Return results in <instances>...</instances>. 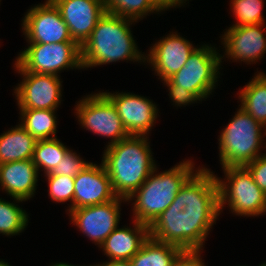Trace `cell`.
<instances>
[{"mask_svg":"<svg viewBox=\"0 0 266 266\" xmlns=\"http://www.w3.org/2000/svg\"><path fill=\"white\" fill-rule=\"evenodd\" d=\"M169 91V98H171V101H173V104L175 106H186L191 103H197V101L202 100L195 94L190 91L184 90L182 88H168Z\"/></svg>","mask_w":266,"mask_h":266,"instance_id":"31","label":"cell"},{"mask_svg":"<svg viewBox=\"0 0 266 266\" xmlns=\"http://www.w3.org/2000/svg\"><path fill=\"white\" fill-rule=\"evenodd\" d=\"M79 124L98 136L111 138L107 146L129 136L113 103L102 93H91L75 105Z\"/></svg>","mask_w":266,"mask_h":266,"instance_id":"9","label":"cell"},{"mask_svg":"<svg viewBox=\"0 0 266 266\" xmlns=\"http://www.w3.org/2000/svg\"><path fill=\"white\" fill-rule=\"evenodd\" d=\"M156 3L160 6V8L163 11H166L167 9L169 10L170 8H176V7H181L183 6L186 1L189 0H155Z\"/></svg>","mask_w":266,"mask_h":266,"instance_id":"33","label":"cell"},{"mask_svg":"<svg viewBox=\"0 0 266 266\" xmlns=\"http://www.w3.org/2000/svg\"><path fill=\"white\" fill-rule=\"evenodd\" d=\"M133 222L134 229L118 226L100 245L108 260H130L150 237L149 225Z\"/></svg>","mask_w":266,"mask_h":266,"instance_id":"19","label":"cell"},{"mask_svg":"<svg viewBox=\"0 0 266 266\" xmlns=\"http://www.w3.org/2000/svg\"><path fill=\"white\" fill-rule=\"evenodd\" d=\"M48 182L49 197L57 203L70 201L69 209H74V178L69 176H57L50 173L45 174Z\"/></svg>","mask_w":266,"mask_h":266,"instance_id":"28","label":"cell"},{"mask_svg":"<svg viewBox=\"0 0 266 266\" xmlns=\"http://www.w3.org/2000/svg\"><path fill=\"white\" fill-rule=\"evenodd\" d=\"M21 21L23 35L29 44L75 42L59 10L50 0L31 7Z\"/></svg>","mask_w":266,"mask_h":266,"instance_id":"11","label":"cell"},{"mask_svg":"<svg viewBox=\"0 0 266 266\" xmlns=\"http://www.w3.org/2000/svg\"><path fill=\"white\" fill-rule=\"evenodd\" d=\"M222 170L225 179L221 180L215 175L220 213L227 204L231 212L238 216L265 215L266 194L255 183L249 171L244 166L226 167Z\"/></svg>","mask_w":266,"mask_h":266,"instance_id":"6","label":"cell"},{"mask_svg":"<svg viewBox=\"0 0 266 266\" xmlns=\"http://www.w3.org/2000/svg\"><path fill=\"white\" fill-rule=\"evenodd\" d=\"M264 23L229 27L222 35L225 58L248 64L257 63L266 53Z\"/></svg>","mask_w":266,"mask_h":266,"instance_id":"15","label":"cell"},{"mask_svg":"<svg viewBox=\"0 0 266 266\" xmlns=\"http://www.w3.org/2000/svg\"><path fill=\"white\" fill-rule=\"evenodd\" d=\"M37 140L20 124L0 135V164L32 159Z\"/></svg>","mask_w":266,"mask_h":266,"instance_id":"20","label":"cell"},{"mask_svg":"<svg viewBox=\"0 0 266 266\" xmlns=\"http://www.w3.org/2000/svg\"><path fill=\"white\" fill-rule=\"evenodd\" d=\"M171 33L152 44L149 54H145V63L153 67L161 81L168 80L184 67L189 56L197 48L177 32Z\"/></svg>","mask_w":266,"mask_h":266,"instance_id":"14","label":"cell"},{"mask_svg":"<svg viewBox=\"0 0 266 266\" xmlns=\"http://www.w3.org/2000/svg\"><path fill=\"white\" fill-rule=\"evenodd\" d=\"M263 0H231V8L236 23L230 27L265 23L262 13Z\"/></svg>","mask_w":266,"mask_h":266,"instance_id":"27","label":"cell"},{"mask_svg":"<svg viewBox=\"0 0 266 266\" xmlns=\"http://www.w3.org/2000/svg\"><path fill=\"white\" fill-rule=\"evenodd\" d=\"M0 266H11L8 264V262H5L4 260H0Z\"/></svg>","mask_w":266,"mask_h":266,"instance_id":"36","label":"cell"},{"mask_svg":"<svg viewBox=\"0 0 266 266\" xmlns=\"http://www.w3.org/2000/svg\"><path fill=\"white\" fill-rule=\"evenodd\" d=\"M67 24L70 35L80 47L105 14L103 0H50Z\"/></svg>","mask_w":266,"mask_h":266,"instance_id":"16","label":"cell"},{"mask_svg":"<svg viewBox=\"0 0 266 266\" xmlns=\"http://www.w3.org/2000/svg\"><path fill=\"white\" fill-rule=\"evenodd\" d=\"M259 266H266V262L262 263V264H261V265H259Z\"/></svg>","mask_w":266,"mask_h":266,"instance_id":"37","label":"cell"},{"mask_svg":"<svg viewBox=\"0 0 266 266\" xmlns=\"http://www.w3.org/2000/svg\"><path fill=\"white\" fill-rule=\"evenodd\" d=\"M50 266H77V265H71V264H69V263H63V262H60V263H55V264H52V265H50ZM80 266V265H79ZM83 266V265H82ZM89 266H91V265H89Z\"/></svg>","mask_w":266,"mask_h":266,"instance_id":"35","label":"cell"},{"mask_svg":"<svg viewBox=\"0 0 266 266\" xmlns=\"http://www.w3.org/2000/svg\"><path fill=\"white\" fill-rule=\"evenodd\" d=\"M74 186V209L103 204L117 197L102 162L88 165L74 178Z\"/></svg>","mask_w":266,"mask_h":266,"instance_id":"17","label":"cell"},{"mask_svg":"<svg viewBox=\"0 0 266 266\" xmlns=\"http://www.w3.org/2000/svg\"><path fill=\"white\" fill-rule=\"evenodd\" d=\"M39 171L32 159L0 164V187L16 203L35 195Z\"/></svg>","mask_w":266,"mask_h":266,"instance_id":"18","label":"cell"},{"mask_svg":"<svg viewBox=\"0 0 266 266\" xmlns=\"http://www.w3.org/2000/svg\"><path fill=\"white\" fill-rule=\"evenodd\" d=\"M106 12L129 18L134 21H141L151 13L162 12L163 10L155 0H103Z\"/></svg>","mask_w":266,"mask_h":266,"instance_id":"25","label":"cell"},{"mask_svg":"<svg viewBox=\"0 0 266 266\" xmlns=\"http://www.w3.org/2000/svg\"><path fill=\"white\" fill-rule=\"evenodd\" d=\"M238 95L240 107L266 129V74H255Z\"/></svg>","mask_w":266,"mask_h":266,"instance_id":"21","label":"cell"},{"mask_svg":"<svg viewBox=\"0 0 266 266\" xmlns=\"http://www.w3.org/2000/svg\"><path fill=\"white\" fill-rule=\"evenodd\" d=\"M13 66L23 78L14 88L18 108L57 110L62 101L60 76L26 72L16 62Z\"/></svg>","mask_w":266,"mask_h":266,"instance_id":"10","label":"cell"},{"mask_svg":"<svg viewBox=\"0 0 266 266\" xmlns=\"http://www.w3.org/2000/svg\"><path fill=\"white\" fill-rule=\"evenodd\" d=\"M92 162H86L73 150H69L64 158L59 162L55 168L50 172L51 175L69 176L75 178L81 171H83Z\"/></svg>","mask_w":266,"mask_h":266,"instance_id":"29","label":"cell"},{"mask_svg":"<svg viewBox=\"0 0 266 266\" xmlns=\"http://www.w3.org/2000/svg\"><path fill=\"white\" fill-rule=\"evenodd\" d=\"M114 105L129 135L149 136L158 114L155 103L133 93L102 92Z\"/></svg>","mask_w":266,"mask_h":266,"instance_id":"13","label":"cell"},{"mask_svg":"<svg viewBox=\"0 0 266 266\" xmlns=\"http://www.w3.org/2000/svg\"><path fill=\"white\" fill-rule=\"evenodd\" d=\"M28 213L15 202L0 198V234L19 235L28 225Z\"/></svg>","mask_w":266,"mask_h":266,"instance_id":"26","label":"cell"},{"mask_svg":"<svg viewBox=\"0 0 266 266\" xmlns=\"http://www.w3.org/2000/svg\"><path fill=\"white\" fill-rule=\"evenodd\" d=\"M91 266H131L130 260H110Z\"/></svg>","mask_w":266,"mask_h":266,"instance_id":"34","label":"cell"},{"mask_svg":"<svg viewBox=\"0 0 266 266\" xmlns=\"http://www.w3.org/2000/svg\"><path fill=\"white\" fill-rule=\"evenodd\" d=\"M183 252L179 247L149 237L130 259L131 266H171Z\"/></svg>","mask_w":266,"mask_h":266,"instance_id":"22","label":"cell"},{"mask_svg":"<svg viewBox=\"0 0 266 266\" xmlns=\"http://www.w3.org/2000/svg\"><path fill=\"white\" fill-rule=\"evenodd\" d=\"M252 175L255 183L266 194V153L244 166Z\"/></svg>","mask_w":266,"mask_h":266,"instance_id":"30","label":"cell"},{"mask_svg":"<svg viewBox=\"0 0 266 266\" xmlns=\"http://www.w3.org/2000/svg\"><path fill=\"white\" fill-rule=\"evenodd\" d=\"M219 136L218 148L222 168L245 166L262 154L261 148H266V142H263L266 136L265 127L241 107Z\"/></svg>","mask_w":266,"mask_h":266,"instance_id":"5","label":"cell"},{"mask_svg":"<svg viewBox=\"0 0 266 266\" xmlns=\"http://www.w3.org/2000/svg\"><path fill=\"white\" fill-rule=\"evenodd\" d=\"M19 123L36 140L56 138V110L48 109H19Z\"/></svg>","mask_w":266,"mask_h":266,"instance_id":"23","label":"cell"},{"mask_svg":"<svg viewBox=\"0 0 266 266\" xmlns=\"http://www.w3.org/2000/svg\"><path fill=\"white\" fill-rule=\"evenodd\" d=\"M134 22L137 21L105 12L81 46L82 67L93 68L123 60L145 63V54L138 50L131 32Z\"/></svg>","mask_w":266,"mask_h":266,"instance_id":"3","label":"cell"},{"mask_svg":"<svg viewBox=\"0 0 266 266\" xmlns=\"http://www.w3.org/2000/svg\"><path fill=\"white\" fill-rule=\"evenodd\" d=\"M126 199H115L98 205L67 210L74 226H77L95 245H100L118 227L120 206Z\"/></svg>","mask_w":266,"mask_h":266,"instance_id":"12","label":"cell"},{"mask_svg":"<svg viewBox=\"0 0 266 266\" xmlns=\"http://www.w3.org/2000/svg\"><path fill=\"white\" fill-rule=\"evenodd\" d=\"M28 45L15 60L26 72L59 76L66 69H83L81 47L76 42Z\"/></svg>","mask_w":266,"mask_h":266,"instance_id":"8","label":"cell"},{"mask_svg":"<svg viewBox=\"0 0 266 266\" xmlns=\"http://www.w3.org/2000/svg\"><path fill=\"white\" fill-rule=\"evenodd\" d=\"M148 138L129 135L105 148L101 162L117 197L127 200L157 166Z\"/></svg>","mask_w":266,"mask_h":266,"instance_id":"2","label":"cell"},{"mask_svg":"<svg viewBox=\"0 0 266 266\" xmlns=\"http://www.w3.org/2000/svg\"><path fill=\"white\" fill-rule=\"evenodd\" d=\"M209 44H203L189 56L184 67L168 80L163 81L168 88H182L195 93L201 100L207 99L216 88L220 78L222 58Z\"/></svg>","mask_w":266,"mask_h":266,"instance_id":"7","label":"cell"},{"mask_svg":"<svg viewBox=\"0 0 266 266\" xmlns=\"http://www.w3.org/2000/svg\"><path fill=\"white\" fill-rule=\"evenodd\" d=\"M202 251H183L171 266H206L201 258Z\"/></svg>","mask_w":266,"mask_h":266,"instance_id":"32","label":"cell"},{"mask_svg":"<svg viewBox=\"0 0 266 266\" xmlns=\"http://www.w3.org/2000/svg\"><path fill=\"white\" fill-rule=\"evenodd\" d=\"M194 168L191 160H183L161 173H157L156 166L146 181L127 199V202L134 200V220L150 226L171 205L180 188L197 171Z\"/></svg>","mask_w":266,"mask_h":266,"instance_id":"4","label":"cell"},{"mask_svg":"<svg viewBox=\"0 0 266 266\" xmlns=\"http://www.w3.org/2000/svg\"><path fill=\"white\" fill-rule=\"evenodd\" d=\"M69 150L58 138L37 140L32 161L38 171L42 168L41 171L47 174L59 165V162Z\"/></svg>","mask_w":266,"mask_h":266,"instance_id":"24","label":"cell"},{"mask_svg":"<svg viewBox=\"0 0 266 266\" xmlns=\"http://www.w3.org/2000/svg\"><path fill=\"white\" fill-rule=\"evenodd\" d=\"M219 215L215 174L198 167L171 205L149 226L150 237L183 251H201Z\"/></svg>","mask_w":266,"mask_h":266,"instance_id":"1","label":"cell"}]
</instances>
